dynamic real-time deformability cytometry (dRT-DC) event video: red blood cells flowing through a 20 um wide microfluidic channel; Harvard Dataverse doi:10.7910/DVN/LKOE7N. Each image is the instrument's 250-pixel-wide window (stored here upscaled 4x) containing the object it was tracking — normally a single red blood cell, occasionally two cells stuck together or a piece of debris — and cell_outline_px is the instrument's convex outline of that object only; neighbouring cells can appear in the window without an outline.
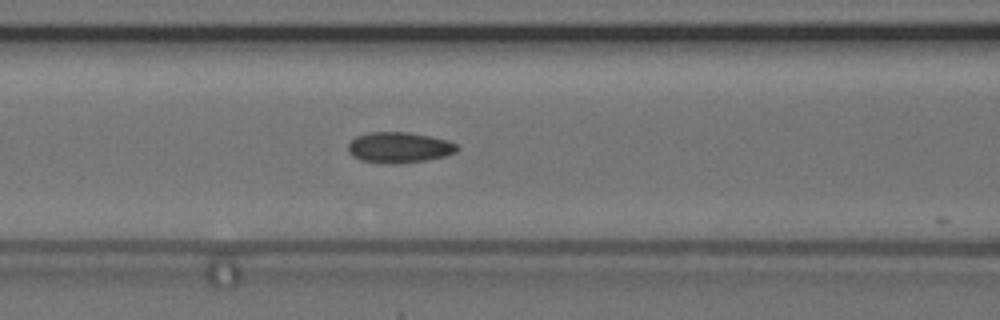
{"species": "common noctule bat (a hibernating species)", "species_latin": "Nyctalus noctula", "temperature_condition": "cold", "stored_images_in_passage": 16, "camera_frame_rate_fps": 3000, "um_per_image_px": 0.085, "animal": {"sex": "female", "body_mass_g": 24.6, "forearm_length_mm": 56.2}, "frame": {"image": 1, "passage_image": 15, "time_ms": 4.667, "image_size_px": [1000, 320], "cell_outline_px": [[460, 148], [456, 152], [444, 156], [424, 160], [396, 164], [384, 164], [360, 160], [352, 156], [348, 152], [348, 144], [356, 136], [372, 132], [408, 132], [432, 136], [448, 140], [456, 144]], "centroid_in_image_um": [33.92, 12.54], "position_along_channel_um": 132.7, "area_um2": 19.65}}